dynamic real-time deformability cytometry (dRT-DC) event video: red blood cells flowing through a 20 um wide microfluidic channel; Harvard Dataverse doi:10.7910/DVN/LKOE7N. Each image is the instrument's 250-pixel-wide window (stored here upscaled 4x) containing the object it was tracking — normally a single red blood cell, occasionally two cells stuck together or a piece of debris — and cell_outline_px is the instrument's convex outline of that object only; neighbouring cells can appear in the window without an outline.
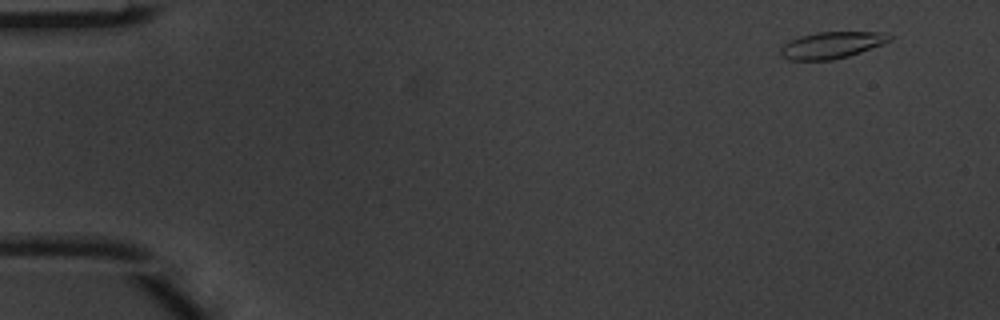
{"species": "common noctule bat (a hibernating species)", "species_latin": "Nyctalus noctula", "temperature_condition": "warm", "stored_images_in_passage": 5, "camera_frame_rate_fps": 3000, "um_per_image_px": 0.085, "animal": {"sex": "male", "body_mass_g": 20.1, "forearm_length_mm": 53.5}, "frame": {"image": 1, "passage_image": 1, "time_ms": 0.0, "image_size_px": [1000, 320], "cell_outline_px": [[892, 40], [860, 52], [848, 56], [832, 60], [788, 60], [780, 56], [780, 48], [784, 44], [800, 36], [816, 32], [880, 32], [892, 36]], "centroid_in_image_um": [70.66, 3.84], "position_along_channel_um": 14.3, "area_um2": 16.82}}